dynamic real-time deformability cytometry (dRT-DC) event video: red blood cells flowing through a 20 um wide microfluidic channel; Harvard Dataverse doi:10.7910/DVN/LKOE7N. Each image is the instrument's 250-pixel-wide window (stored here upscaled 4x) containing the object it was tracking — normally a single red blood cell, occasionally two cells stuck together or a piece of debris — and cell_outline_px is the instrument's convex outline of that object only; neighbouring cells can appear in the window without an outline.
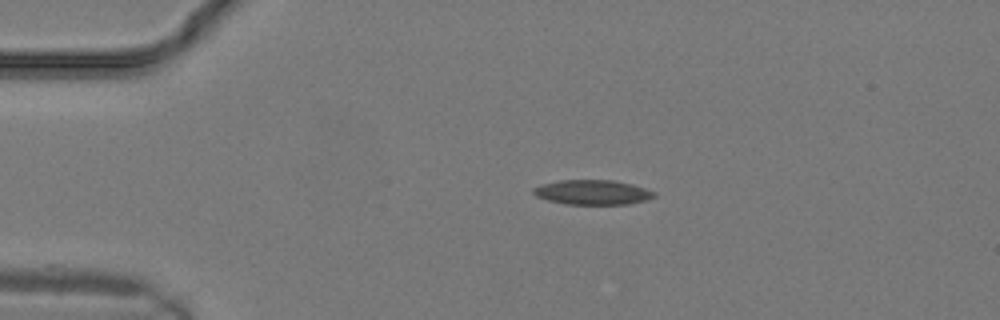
{"species": "common noctule bat (a hibernating species)", "species_latin": "Nyctalus noctula", "temperature_condition": "warm", "stored_images_in_passage": 5, "camera_frame_rate_fps": 3000, "um_per_image_px": 0.085, "animal": {"sex": "male", "body_mass_g": 19.2, "forearm_length_mm": 51.8}, "frame": {"image": 1, "passage_image": 1, "time_ms": 0.0, "image_size_px": [1000, 320], "cell_outline_px": [[656, 196], [648, 200], [628, 204], [564, 204], [548, 200], [536, 196], [532, 192], [532, 188], [540, 184], [560, 180], [612, 180], [632, 184], [656, 192]], "centroid_in_image_um": [50.36, 16.34], "position_along_channel_um": 34.6, "area_um2": 17.51}}
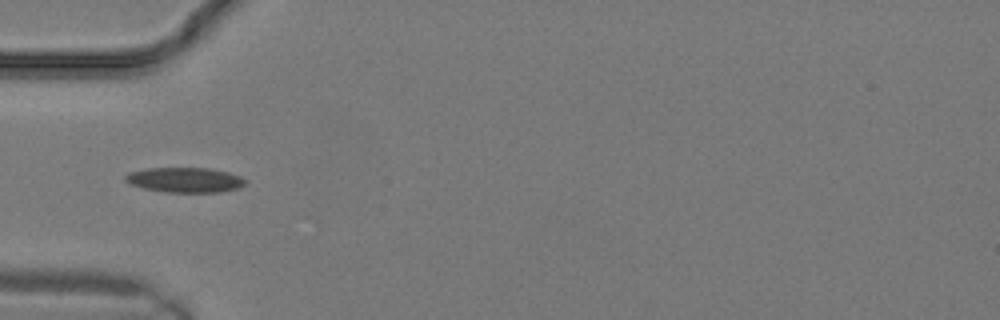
{"frame": {"image": 2, "passage_image": 4, "time_ms": 1.0, "image_size_px": [1000, 320], "cell_outline_px": [[248, 180], [244, 184], [236, 188], [220, 192], [164, 192], [144, 188], [132, 184], [124, 180], [124, 176], [128, 172], [148, 168], [208, 168], [228, 172], [240, 176]], "centroid_in_image_um": [15.71, 15.29], "position_along_channel_um": 69.3, "area_um2": 17.4}}